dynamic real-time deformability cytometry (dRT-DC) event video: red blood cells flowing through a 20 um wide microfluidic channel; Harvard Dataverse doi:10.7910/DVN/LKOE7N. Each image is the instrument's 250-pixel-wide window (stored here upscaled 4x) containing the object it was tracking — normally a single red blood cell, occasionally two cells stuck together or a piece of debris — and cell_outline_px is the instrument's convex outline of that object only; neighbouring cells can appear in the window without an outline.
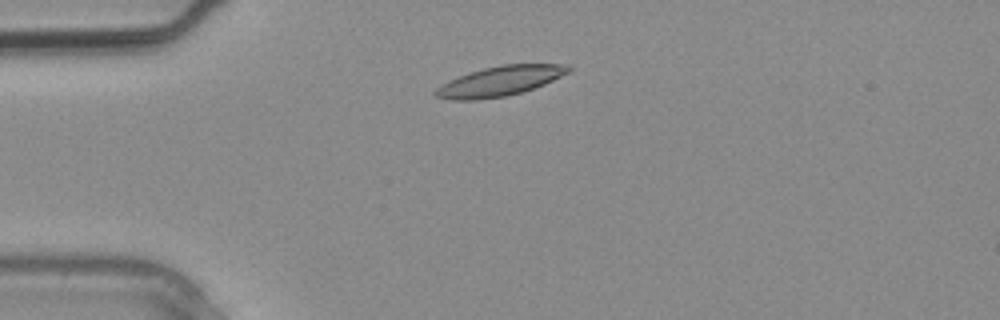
{"species": "common noctule bat (a hibernating species)", "species_latin": "Nyctalus noctula", "temperature_condition": "warm", "stored_images_in_passage": 1, "camera_frame_rate_fps": 3000, "um_per_image_px": 0.085, "animal": {"sex": "male", "body_mass_g": 20.4}, "frame": {"image": 1, "passage_image": 1, "time_ms": 0.0, "image_size_px": [1000, 320], "cell_outline_px": [[572, 68], [568, 72], [544, 84], [508, 96], [476, 100], [452, 100], [436, 96], [432, 92], [436, 88], [460, 76], [484, 68], [504, 64], [568, 64]], "centroid_in_image_um": [42.5, 6.9], "position_along_channel_um": 42.5, "area_um2": 22.66}}